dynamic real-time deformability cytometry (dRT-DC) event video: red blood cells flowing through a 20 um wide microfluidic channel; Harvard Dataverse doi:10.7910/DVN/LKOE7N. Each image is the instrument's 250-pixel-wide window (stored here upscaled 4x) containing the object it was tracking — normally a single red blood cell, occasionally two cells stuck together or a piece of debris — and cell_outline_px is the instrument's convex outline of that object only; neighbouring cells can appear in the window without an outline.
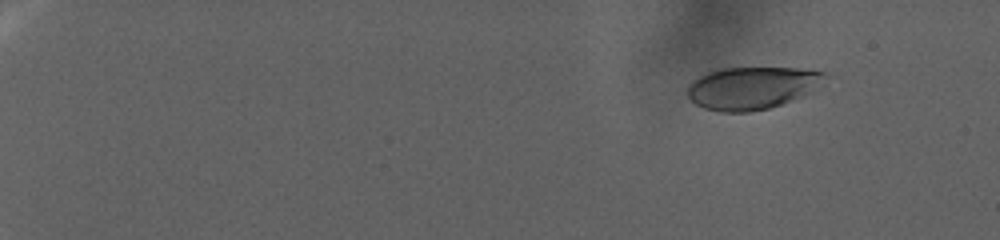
{"species": "human", "species_latin": "Homo sapiens", "temperature_condition": "warm", "stored_images_in_passage": 99, "camera_frame_rate_fps": 3000, "um_per_image_px": 0.085, "donor": {"sex": "female"}, "frame": {"image": 1, "passage_image": 9, "time_ms": 2.667, "image_size_px": [1000, 240], "cell_outline_px": [[832, 76], [820, 88], [792, 100], [768, 108], [748, 112], [720, 112], [704, 108], [696, 104], [688, 96], [688, 84], [692, 80], [708, 72], [720, 68], [800, 68], [824, 72]], "centroid_in_image_um": [63.99, 7.46], "position_along_channel_um": 21.0, "area_um2": 34.39}}
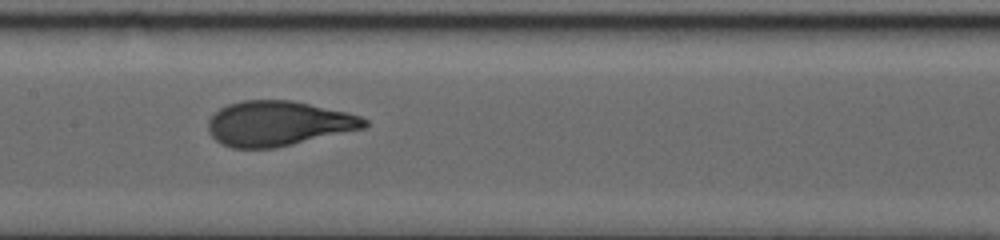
{"frame": {"image": 2, "passage_image": 57, "time_ms": 18.667, "image_size_px": [1000, 240], "cell_outline_px": [[368, 124], [364, 128], [276, 148], [232, 148], [220, 144], [208, 132], [208, 120], [220, 108], [228, 104], [244, 100], [292, 100], [348, 112], [360, 116], [368, 120]], "centroid_in_image_um": [23.64, 10.5], "position_along_channel_um": 183.8, "area_um2": 40.98}}
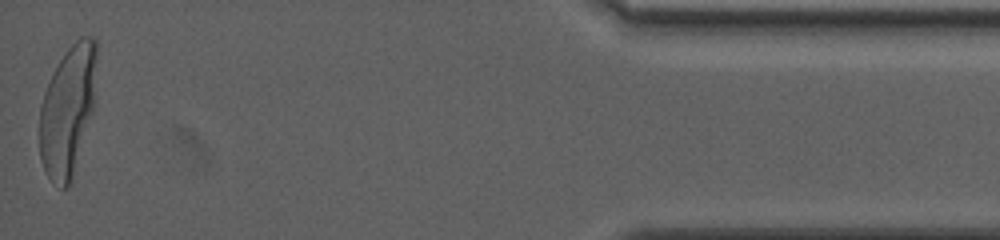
{"frame": {"image": 3, "passage_image": 99, "time_ms": 32.667, "image_size_px": [1000, 240], "cell_outline_px": [[96, 56], [92, 112], [72, 184], [68, 188], [60, 188], [48, 176], [40, 160], [40, 104], [44, 92], [60, 60], [68, 48], [80, 36], [92, 36], [96, 40]], "centroid_in_image_um": [5.75, 9.46], "position_along_channel_um": 429.4, "area_um2": 42.95}}